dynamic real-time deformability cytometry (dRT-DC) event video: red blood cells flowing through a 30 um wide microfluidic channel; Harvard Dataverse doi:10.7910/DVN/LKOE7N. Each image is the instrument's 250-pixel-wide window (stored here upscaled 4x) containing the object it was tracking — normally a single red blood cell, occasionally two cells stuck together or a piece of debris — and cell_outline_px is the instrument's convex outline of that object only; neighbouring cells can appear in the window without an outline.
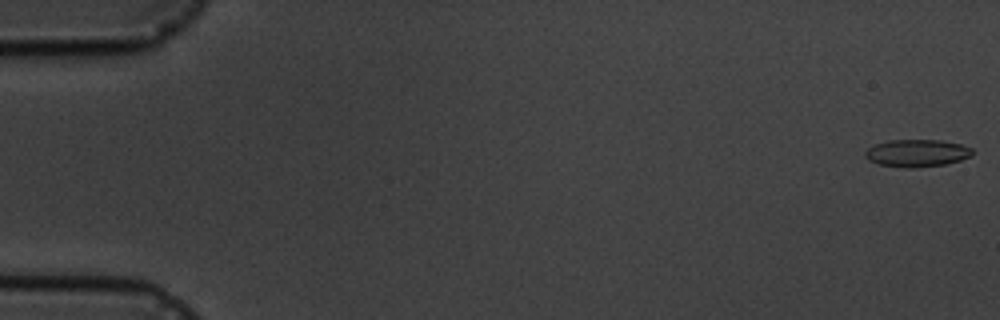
{"species": "common noctule bat (a hibernating species)", "species_latin": "Nyctalus noctula", "temperature_condition": "cold", "stored_images_in_passage": 6, "camera_frame_rate_fps": 3000, "um_per_image_px": 0.085, "animal": {"sex": "male", "body_mass_g": 19.5, "forearm_length_mm": 54.6}, "frame": {"image": 1, "passage_image": 1, "time_ms": 0.0, "image_size_px": [1000, 320], "cell_outline_px": [[972, 156], [960, 160], [944, 164], [912, 168], [908, 168], [880, 164], [868, 160], [864, 156], [864, 152], [868, 148], [876, 144], [888, 140], [940, 140], [960, 144], [972, 148]], "centroid_in_image_um": [77.92, 13.01], "position_along_channel_um": 7.1, "area_um2": 16.99}}